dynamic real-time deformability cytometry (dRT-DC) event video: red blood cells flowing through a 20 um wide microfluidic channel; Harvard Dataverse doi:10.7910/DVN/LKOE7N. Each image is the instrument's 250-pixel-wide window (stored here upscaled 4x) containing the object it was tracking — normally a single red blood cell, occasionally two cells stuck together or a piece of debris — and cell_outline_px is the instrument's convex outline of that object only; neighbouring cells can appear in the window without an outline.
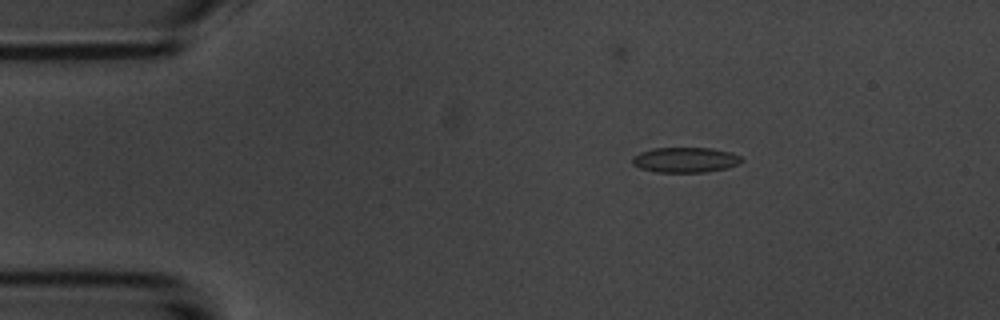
{"species": "common noctule bat (a hibernating species)", "species_latin": "Nyctalus noctula", "temperature_condition": "room temperature", "stored_images_in_passage": 5, "camera_frame_rate_fps": 3000, "um_per_image_px": 0.085, "animal": {"sex": "male", "body_mass_g": 20.1, "forearm_length_mm": 53.5}, "frame": {"image": 1, "passage_image": 3, "time_ms": 2.333, "image_size_px": [1000, 320], "cell_outline_px": [[744, 160], [740, 164], [724, 168], [704, 172], [656, 172], [640, 168], [632, 164], [632, 156], [640, 152], [652, 148], [712, 148], [732, 152], [740, 156]], "centroid_in_image_um": [58.24, 13.58], "position_along_channel_um": 26.8, "area_um2": 16.13}}
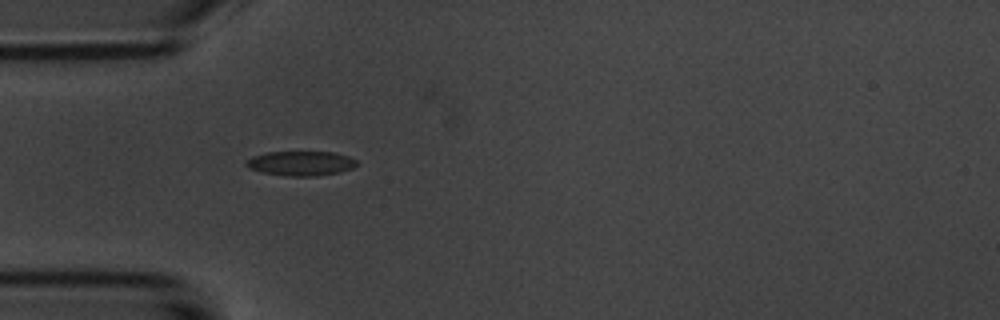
{"frame": {"image": 2, "passage_image": 5, "time_ms": 4.667, "image_size_px": [1000, 320], "cell_outline_px": [[360, 164], [352, 168], [340, 172], [316, 176], [288, 176], [264, 172], [248, 168], [244, 164], [252, 156], [268, 152], [336, 152], [348, 156], [356, 160]], "centroid_in_image_um": [25.61, 13.88], "position_along_channel_um": 59.4, "area_um2": 15.84}}